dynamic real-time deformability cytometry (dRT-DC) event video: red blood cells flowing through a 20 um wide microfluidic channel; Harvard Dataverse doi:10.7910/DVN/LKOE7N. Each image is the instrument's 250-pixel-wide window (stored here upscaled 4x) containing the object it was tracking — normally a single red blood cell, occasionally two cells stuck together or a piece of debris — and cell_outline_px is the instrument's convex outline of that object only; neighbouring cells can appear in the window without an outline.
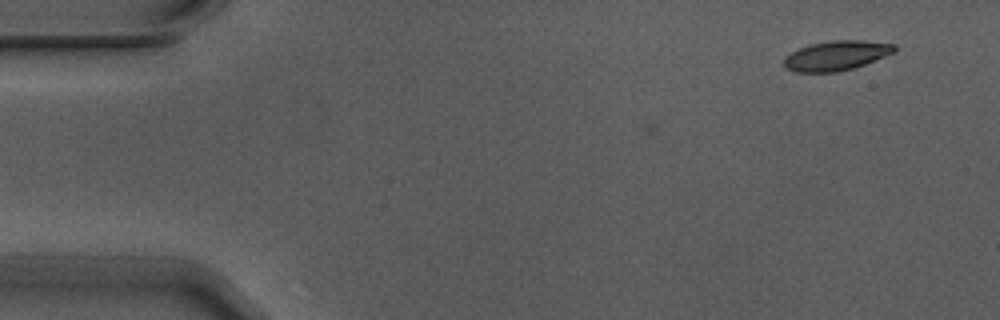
{"species": "Egyptian fruit bat (a non-hibernating species)", "species_latin": "Rousettus aegyptiacus", "temperature_condition": "warm", "stored_images_in_passage": 4, "camera_frame_rate_fps": 3000, "um_per_image_px": 0.085, "animal": {"sex": "male"}, "frame": {"image": 1, "passage_image": 1, "time_ms": 0.0, "image_size_px": [1000, 320], "cell_outline_px": [[896, 52], [864, 64], [852, 68], [836, 72], [796, 72], [784, 68], [784, 56], [808, 44], [832, 40], [864, 40], [896, 44]], "centroid_in_image_um": [71.08, 4.71], "position_along_channel_um": 13.9, "area_um2": 19.19}}
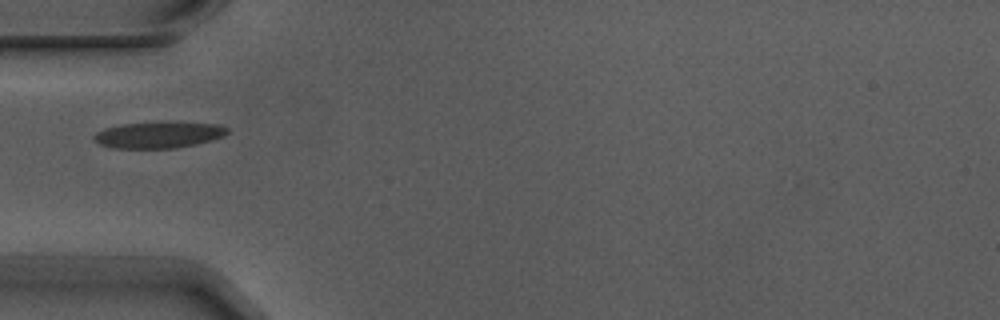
{"frame": {"image": 2, "passage_image": 4, "time_ms": 1.0, "image_size_px": [1000, 320], "cell_outline_px": [[228, 132], [224, 136], [212, 140], [196, 144], [176, 148], [112, 148], [100, 144], [92, 136], [96, 132], [104, 128], [124, 124], [220, 124], [228, 128]], "centroid_in_image_um": [13.47, 11.5], "position_along_channel_um": 71.5, "area_um2": 19.65}}